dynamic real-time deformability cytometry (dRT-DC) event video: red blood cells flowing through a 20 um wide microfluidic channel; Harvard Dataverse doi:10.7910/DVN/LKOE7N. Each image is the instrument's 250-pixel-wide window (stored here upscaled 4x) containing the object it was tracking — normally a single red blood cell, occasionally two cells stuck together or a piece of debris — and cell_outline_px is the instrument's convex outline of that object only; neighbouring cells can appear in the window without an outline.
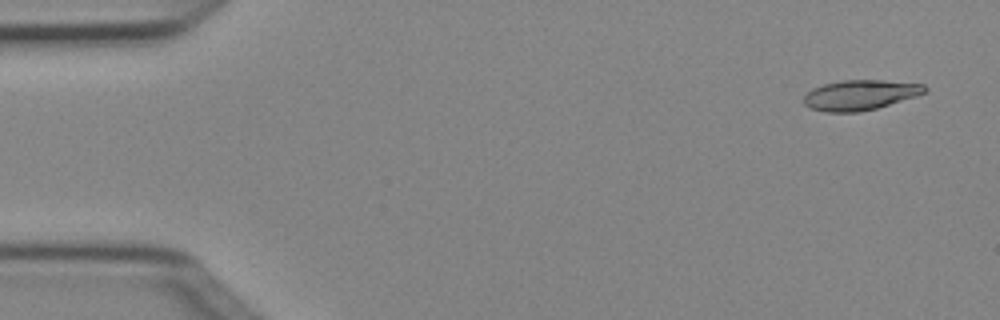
{"species": "Egyptian fruit bat (a non-hibernating species)", "species_latin": "Rousettus aegyptiacus", "temperature_condition": "cold", "stored_images_in_passage": 3, "camera_frame_rate_fps": 3000, "um_per_image_px": 0.085, "animal": {"sex": "female"}, "frame": {"image": 1, "passage_image": 1, "time_ms": 0.0, "image_size_px": [1000, 320], "cell_outline_px": [[928, 88], [924, 92], [916, 96], [876, 108], [860, 112], [824, 112], [812, 108], [804, 104], [804, 96], [812, 88], [824, 84], [844, 80], [884, 80], [924, 84]], "centroid_in_image_um": [73.11, 8.07], "position_along_channel_um": 11.9, "area_um2": 21.1}}
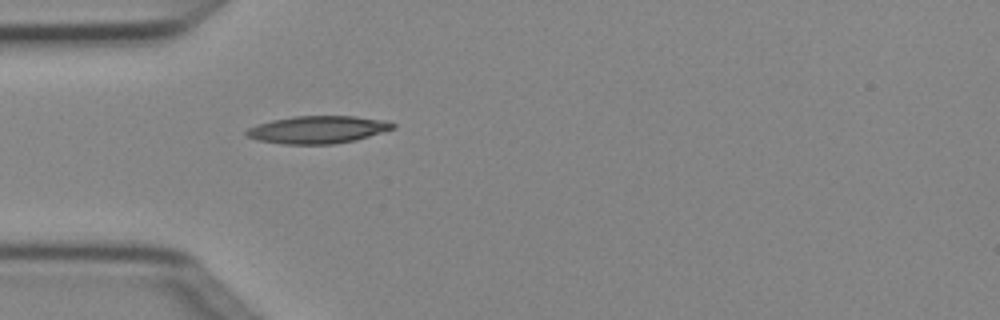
{"frame": {"image": 2, "passage_image": 3, "time_ms": 0.667, "image_size_px": [1000, 320], "cell_outline_px": [[396, 128], [356, 140], [332, 144], [284, 144], [256, 140], [244, 136], [244, 132], [248, 128], [272, 120], [292, 116], [356, 116], [384, 120], [396, 124]], "centroid_in_image_um": [27.0, 11.02], "position_along_channel_um": 58.0, "area_um2": 23.58}}